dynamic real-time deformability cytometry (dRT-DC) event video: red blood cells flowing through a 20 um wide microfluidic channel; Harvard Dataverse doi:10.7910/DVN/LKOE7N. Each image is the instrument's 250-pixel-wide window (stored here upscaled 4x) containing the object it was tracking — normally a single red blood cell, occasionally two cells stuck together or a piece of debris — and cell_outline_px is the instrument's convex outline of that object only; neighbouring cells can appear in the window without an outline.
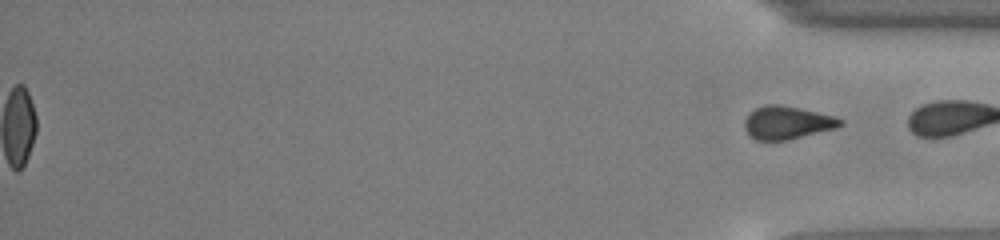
{"species": "common noctule bat (a hibernating species)", "species_latin": "Nyctalus noctula", "temperature_condition": "cold", "stored_images_in_passage": 44, "segment_of_instrument_passage": [2, 2], "camera_frame_rate_fps": 3000, "um_per_image_px": 0.085, "animal": {"sex": "male", "body_mass_g": 13.0, "forearm_length_mm": 53.1}, "frame": {"image": 1, "passage_image": 44, "time_ms": 14.333, "image_size_px": [1000, 240], "cell_outline_px": [[844, 124], [836, 128], [788, 140], [756, 140], [744, 128], [744, 120], [748, 112], [764, 104], [780, 104], [800, 108], [832, 116], [844, 120]], "centroid_in_image_um": [66.89, 10.41], "position_along_channel_um": 368.3, "area_um2": 18.44}}